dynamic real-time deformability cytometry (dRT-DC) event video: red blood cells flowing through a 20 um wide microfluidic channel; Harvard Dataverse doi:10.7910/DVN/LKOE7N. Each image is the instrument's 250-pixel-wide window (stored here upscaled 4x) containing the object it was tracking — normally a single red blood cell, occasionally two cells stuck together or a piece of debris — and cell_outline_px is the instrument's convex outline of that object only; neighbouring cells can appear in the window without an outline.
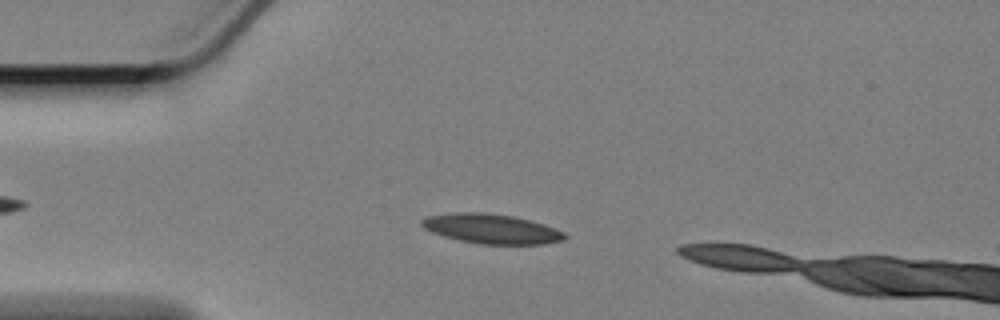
{"species": "Egyptian fruit bat (a non-hibernating species)", "species_latin": "Rousettus aegyptiacus", "temperature_condition": "cold", "stored_images_in_passage": 46, "camera_frame_rate_fps": 3000, "um_per_image_px": 0.085, "animal": {"sex": "female"}, "frame": {"image": 1, "passage_image": 9, "time_ms": 2.667, "image_size_px": [1000, 320], "cell_outline_px": [[568, 236], [564, 240], [540, 244], [480, 244], [460, 240], [444, 236], [432, 232], [424, 228], [420, 224], [420, 220], [428, 216], [456, 212], [484, 212], [512, 216], [528, 220], [564, 232]], "centroid_in_image_um": [41.73, 19.45], "position_along_channel_um": 43.3, "area_um2": 24.39}}
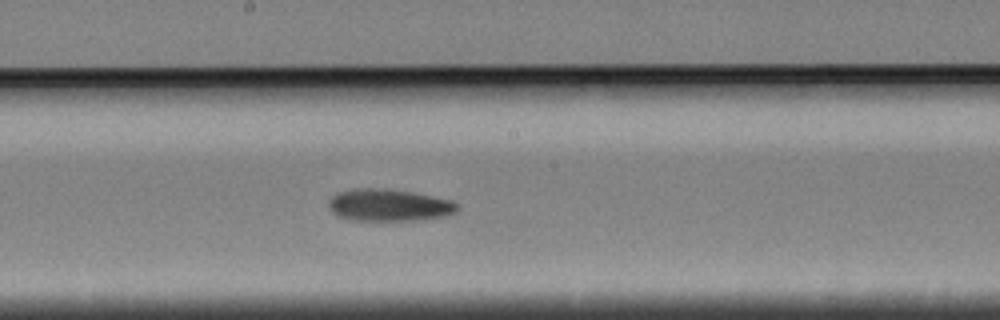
{"frame": {"image": 2, "passage_image": 26, "time_ms": 8.333, "image_size_px": [1000, 320], "cell_outline_px": [[460, 208], [456, 212], [444, 216], [420, 220], [352, 220], [336, 216], [328, 208], [328, 200], [336, 192], [352, 188], [388, 188], [416, 192], [452, 200], [460, 204]], "centroid_in_image_um": [33.06, 17.42], "position_along_channel_um": 215.1, "area_um2": 24.68}}
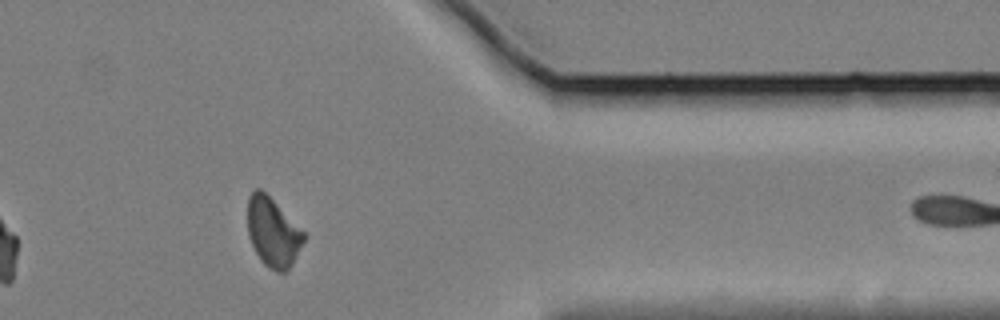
{"frame": {"image": 3, "passage_image": 43, "time_ms": 14.0, "image_size_px": [1000, 320], "cell_outline_px": [[308, 236], [292, 264], [284, 272], [276, 272], [268, 268], [260, 260], [248, 236], [248, 196], [256, 188], [260, 188]], "centroid_in_image_um": [23.2, 19.77], "position_along_channel_um": 388.2, "area_um2": 22.43}}